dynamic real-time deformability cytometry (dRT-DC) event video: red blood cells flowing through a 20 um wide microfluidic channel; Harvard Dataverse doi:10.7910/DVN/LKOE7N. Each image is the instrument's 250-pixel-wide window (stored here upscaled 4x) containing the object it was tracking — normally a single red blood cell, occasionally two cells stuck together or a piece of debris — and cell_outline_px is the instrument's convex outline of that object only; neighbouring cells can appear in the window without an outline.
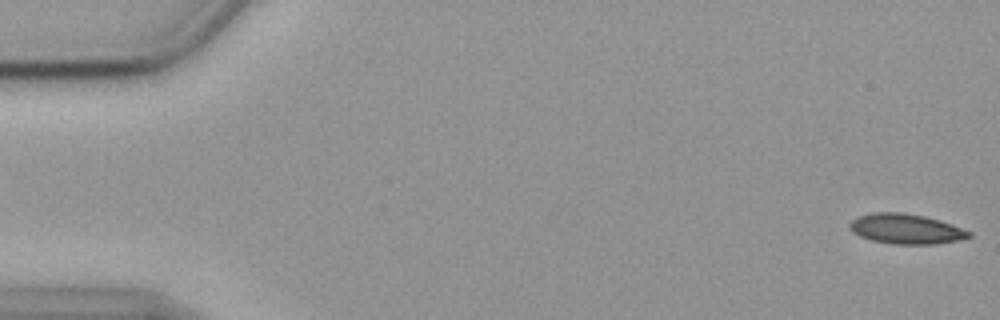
{"species": "common noctule bat (a hibernating species)", "species_latin": "Nyctalus noctula", "temperature_condition": "cold", "stored_images_in_passage": 50, "camera_frame_rate_fps": 3000, "um_per_image_px": 0.085, "animal": {"sex": "female", "body_mass_g": 19.9}, "frame": {"image": 1, "passage_image": 1, "time_ms": 0.0, "image_size_px": [1000, 320], "cell_outline_px": [[972, 236], [960, 240], [932, 244], [892, 244], [872, 240], [860, 236], [852, 232], [848, 228], [848, 224], [856, 216], [872, 212], [904, 212], [924, 216], [940, 220], [952, 224], [972, 232]], "centroid_in_image_um": [76.98, 19.44], "position_along_channel_um": 8.0, "area_um2": 21.1}}
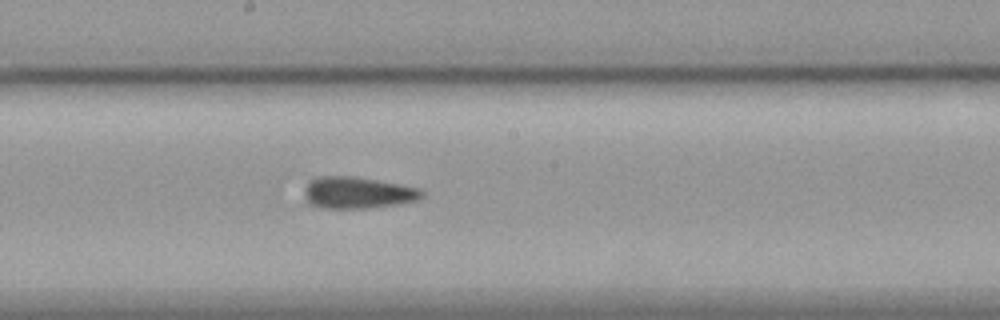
{"frame": {"image": 2, "passage_image": 30, "time_ms": 9.667, "image_size_px": [1000, 320], "cell_outline_px": [[424, 196], [420, 200], [400, 204], [368, 208], [324, 208], [308, 204], [308, 184], [312, 180], [320, 176], [352, 176], [376, 180], [420, 188], [424, 192]], "centroid_in_image_um": [30.5, 16.39], "position_along_channel_um": 217.7, "area_um2": 21.39}}
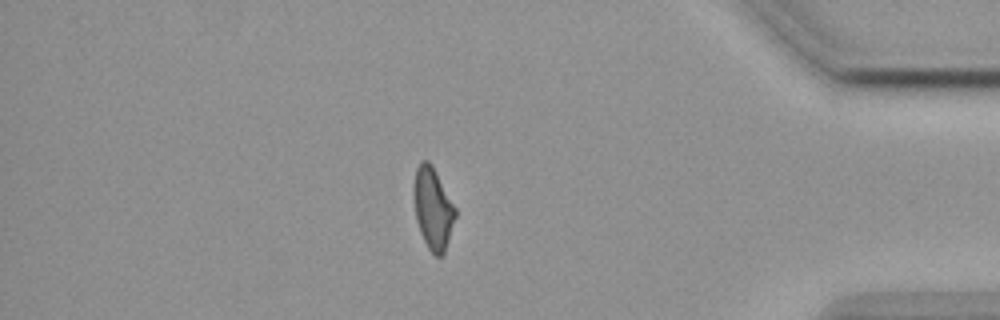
{"frame": {"image": 3, "passage_image": 48, "time_ms": 15.667, "image_size_px": [1000, 320], "cell_outline_px": [[456, 216], [444, 252], [440, 256], [436, 256], [428, 248], [420, 232], [416, 220], [412, 196], [412, 184], [416, 168], [420, 160], [428, 160], [432, 164], [456, 208]], "centroid_in_image_um": [36.76, 17.65], "position_along_channel_um": 398.4, "area_um2": 20.0}, "authors_computed_cell_mechanics": {"area_um2": 21.3571, "velocity_mm_per_s": 3.5794, "shape_relaxation_time_tau1_ms": null, "shape_relaxation_time_tau2_ms": 3.2176, "deformation_change_tau1": null, "deformation_change_tau2": 0.0928}}